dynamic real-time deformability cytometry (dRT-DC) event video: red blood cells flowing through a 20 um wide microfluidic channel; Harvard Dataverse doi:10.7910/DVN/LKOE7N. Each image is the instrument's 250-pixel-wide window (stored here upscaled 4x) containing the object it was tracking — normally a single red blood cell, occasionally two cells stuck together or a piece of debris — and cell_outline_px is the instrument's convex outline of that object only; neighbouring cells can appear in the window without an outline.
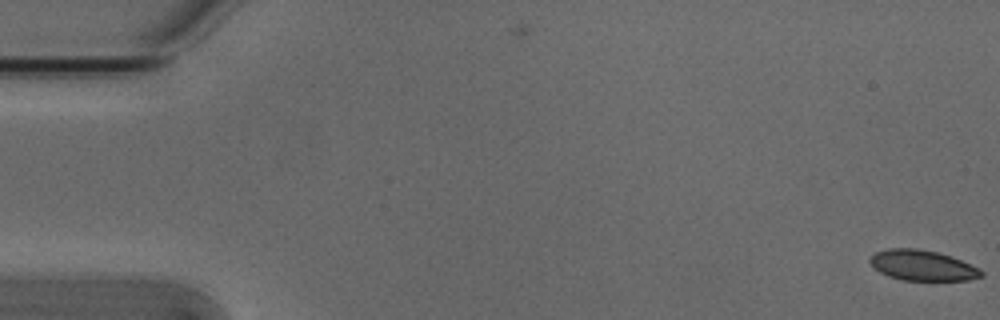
{"species": "Egyptian fruit bat (a non-hibernating species)", "species_latin": "Rousettus aegyptiacus", "temperature_condition": "cold", "stored_images_in_passage": 6, "segment_of_instrument_passage": [1, 2], "camera_frame_rate_fps": 3000, "um_per_image_px": 0.085, "animal": {"sex": "male"}, "frame": {"image": 1, "passage_image": 1, "time_ms": 0.0, "image_size_px": [1000, 320], "cell_outline_px": [[984, 276], [968, 280], [900, 280], [888, 276], [880, 272], [868, 260], [876, 252], [888, 248], [916, 248], [940, 252], [952, 256], [980, 268], [984, 272]], "centroid_in_image_um": [78.45, 22.55], "position_along_channel_um": 6.6, "area_um2": 19.88}}
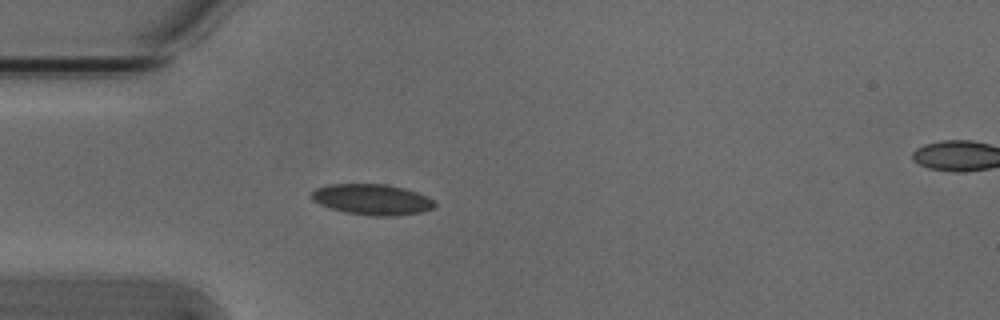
{"frame": {"image": 2, "passage_image": 5, "time_ms": 1.333, "image_size_px": [1000, 320], "cell_outline_px": [[436, 204], [432, 208], [420, 212], [392, 216], [372, 216], [344, 212], [328, 208], [312, 200], [308, 196], [316, 188], [328, 184], [388, 184], [404, 188], [428, 196]], "centroid_in_image_um": [31.57, 16.95], "position_along_channel_um": 53.4, "area_um2": 22.2}}